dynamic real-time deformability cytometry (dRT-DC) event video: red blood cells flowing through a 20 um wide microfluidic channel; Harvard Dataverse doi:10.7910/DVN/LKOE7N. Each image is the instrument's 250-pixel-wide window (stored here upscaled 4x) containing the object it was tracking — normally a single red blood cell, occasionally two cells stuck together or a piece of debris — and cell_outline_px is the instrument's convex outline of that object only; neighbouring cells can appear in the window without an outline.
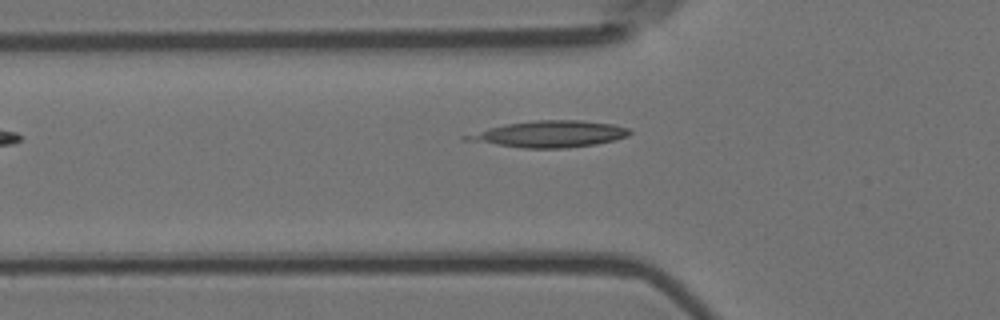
{"species": "Egyptian fruit bat (a non-hibernating species)", "species_latin": "Rousettus aegyptiacus", "temperature_condition": "room temperature", "stored_images_in_passage": 4, "camera_frame_rate_fps": 3000, "um_per_image_px": 0.085, "animal": {"sex": "female"}, "frame": {"image": 1, "passage_image": 3, "time_ms": 0.667, "image_size_px": [1000, 320], "cell_outline_px": [[632, 132], [628, 136], [616, 140], [596, 144], [564, 148], [524, 148], [460, 140], [460, 136], [508, 124], [536, 120], [580, 120], [612, 124], [628, 128]], "centroid_in_image_um": [46.71, 11.4], "position_along_channel_um": 79.1, "area_um2": 25.03}}
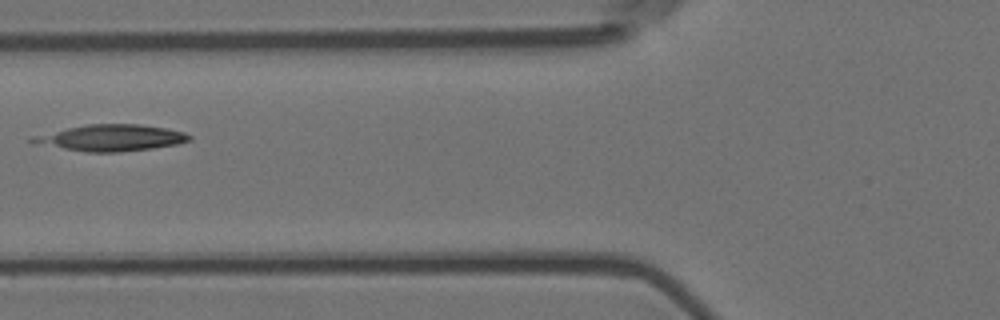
{"frame": {"image": 2, "passage_image": 4, "time_ms": 1.0, "image_size_px": [1000, 320], "cell_outline_px": [[192, 140], [176, 144], [152, 148], [120, 152], [88, 152], [64, 148], [28, 140], [32, 136], [68, 128], [88, 124], [140, 124], [168, 128], [184, 132], [192, 136]], "centroid_in_image_um": [9.55, 11.7], "position_along_channel_um": 116.2, "area_um2": 23.64}}